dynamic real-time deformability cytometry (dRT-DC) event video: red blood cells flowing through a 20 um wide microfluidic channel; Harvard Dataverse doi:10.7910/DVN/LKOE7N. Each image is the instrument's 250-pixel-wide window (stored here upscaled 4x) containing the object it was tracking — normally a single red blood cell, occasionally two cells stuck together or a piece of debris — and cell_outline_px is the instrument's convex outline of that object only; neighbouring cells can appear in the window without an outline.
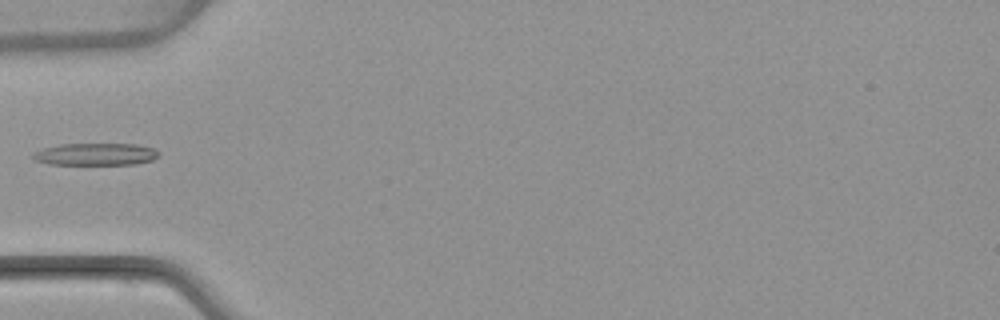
{"species": "common noctule bat (a hibernating species)", "species_latin": "Nyctalus noctula", "temperature_condition": "warm", "stored_images_in_passage": 5, "camera_frame_rate_fps": 3000, "um_per_image_px": 0.085, "animal": {"sex": "female", "body_mass_g": 22.7, "forearm_length_mm": 54.2}, "frame": {"image": 1, "passage_image": 5, "time_ms": 4.667, "image_size_px": [1000, 320], "cell_outline_px": [[160, 156], [152, 160], [136, 164], [48, 164], [36, 160], [32, 156], [32, 152], [44, 148], [60, 144], [136, 144], [152, 148], [160, 152]], "centroid_in_image_um": [8.14, 13.11], "position_along_channel_um": 76.9, "area_um2": 16.24}}